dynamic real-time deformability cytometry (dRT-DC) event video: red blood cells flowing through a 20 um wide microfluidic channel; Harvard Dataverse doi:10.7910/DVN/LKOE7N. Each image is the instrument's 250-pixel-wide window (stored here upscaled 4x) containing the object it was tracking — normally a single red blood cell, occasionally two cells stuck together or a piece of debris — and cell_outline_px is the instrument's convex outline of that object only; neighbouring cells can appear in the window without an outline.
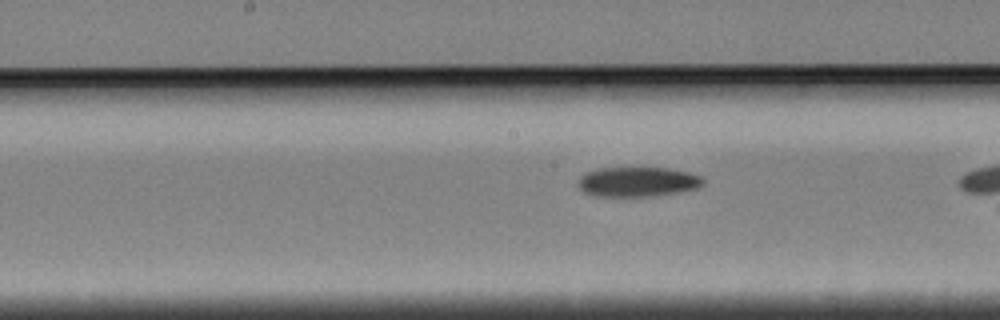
{"species": "Egyptian fruit bat (a non-hibernating species)", "species_latin": "Rousettus aegyptiacus", "temperature_condition": "cold", "stored_images_in_passage": 39, "camera_frame_rate_fps": 3000, "um_per_image_px": 0.085, "animal": {"sex": "female"}, "frame": {"image": 1, "passage_image": 23, "time_ms": 7.333, "image_size_px": [1000, 320], "cell_outline_px": [[704, 184], [696, 188], [676, 192], [648, 196], [596, 196], [584, 192], [580, 188], [580, 176], [588, 172], [600, 168], [668, 168], [688, 172], [700, 176], [704, 180]], "centroid_in_image_um": [54.21, 15.45], "position_along_channel_um": 194.0, "area_um2": 21.27}}
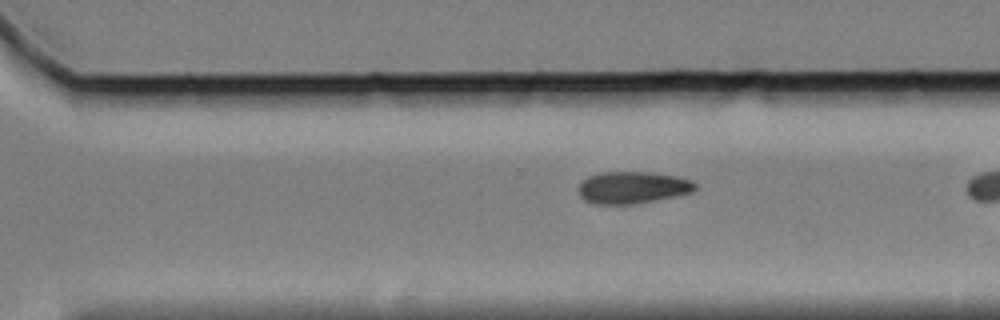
{"frame": {"image": 2, "passage_image": 34, "time_ms": 11.0, "image_size_px": [1000, 320], "cell_outline_px": [[696, 188], [692, 192], [632, 204], [592, 204], [584, 200], [580, 196], [580, 184], [588, 176], [600, 172], [648, 172], [676, 176], [692, 180], [696, 184]], "centroid_in_image_um": [53.75, 15.93], "position_along_channel_um": 316.9, "area_um2": 21.5}}